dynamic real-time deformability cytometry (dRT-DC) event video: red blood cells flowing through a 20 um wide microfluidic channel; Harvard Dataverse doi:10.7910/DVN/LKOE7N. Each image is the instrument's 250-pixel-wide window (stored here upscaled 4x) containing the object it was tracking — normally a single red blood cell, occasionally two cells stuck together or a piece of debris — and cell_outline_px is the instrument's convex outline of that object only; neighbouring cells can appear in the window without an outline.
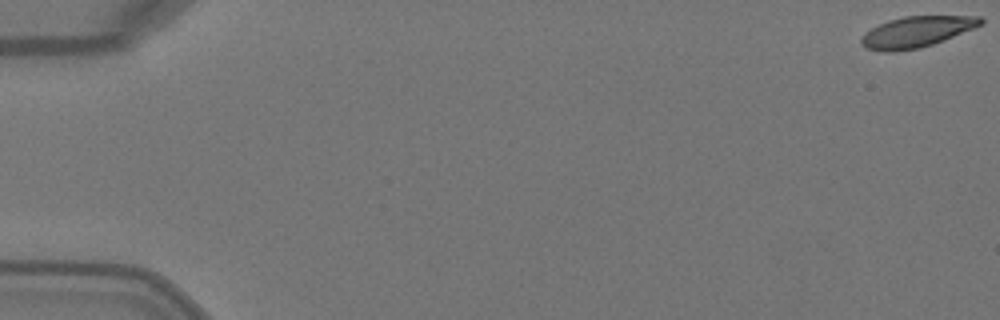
{"species": "Egyptian fruit bat (a non-hibernating species)", "species_latin": "Rousettus aegyptiacus", "temperature_condition": "warm", "stored_images_in_passage": 6, "camera_frame_rate_fps": 3000, "um_per_image_px": 0.085, "animal": {"sex": "female"}, "frame": {"image": 1, "passage_image": 1, "time_ms": 0.0, "image_size_px": [1000, 320], "cell_outline_px": [[984, 24], [944, 40], [920, 48], [892, 52], [884, 52], [864, 48], [860, 44], [860, 40], [864, 32], [888, 20], [904, 16], [980, 16], [984, 20]], "centroid_in_image_um": [77.89, 2.71], "position_along_channel_um": 7.1, "area_um2": 21.62}}
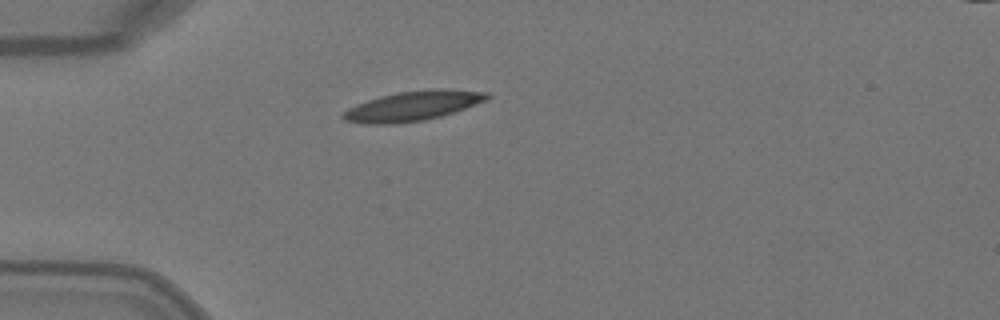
{"frame": {"image": 2, "passage_image": 5, "time_ms": 1.333, "image_size_px": [1000, 320], "cell_outline_px": [[492, 96], [488, 100], [440, 116], [424, 120], [396, 124], [360, 124], [344, 120], [340, 116], [348, 108], [356, 104], [380, 96], [396, 92], [436, 88], [444, 88], [488, 92]], "centroid_in_image_um": [35.08, 9.0], "position_along_channel_um": 49.9, "area_um2": 25.14}}